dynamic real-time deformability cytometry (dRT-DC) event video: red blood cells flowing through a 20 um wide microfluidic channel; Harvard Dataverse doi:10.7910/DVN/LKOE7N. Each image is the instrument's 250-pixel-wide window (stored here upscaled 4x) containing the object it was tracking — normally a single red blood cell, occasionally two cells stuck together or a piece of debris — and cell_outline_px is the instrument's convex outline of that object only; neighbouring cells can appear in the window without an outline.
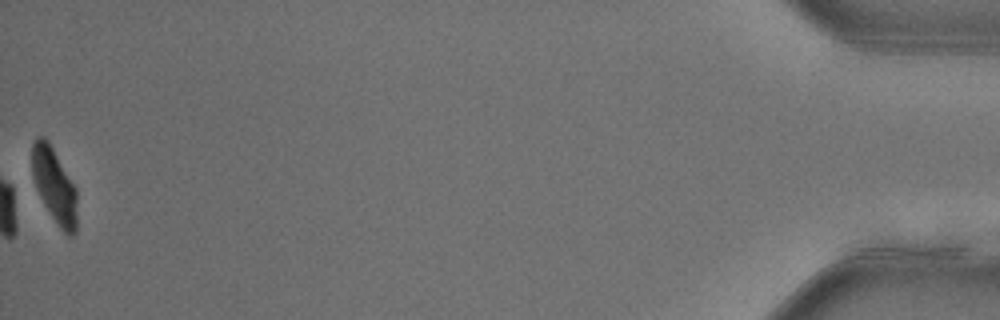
{"species": "common noctule bat (a hibernating species)", "species_latin": "Nyctalus noctula", "temperature_condition": "warm", "stored_images_in_passage": 42, "camera_frame_rate_fps": 3000, "um_per_image_px": 0.085, "animal": {"sex": "female"}, "frame": {"image": 1, "passage_image": 42, "time_ms": 13.667, "image_size_px": [1000, 320], "cell_outline_px": [[76, 232], [72, 236], [68, 236], [60, 228], [44, 204], [36, 188], [32, 176], [32, 144], [36, 136], [44, 136], [48, 140], [76, 188]], "centroid_in_image_um": [4.61, 15.74], "position_along_channel_um": 430.6, "area_um2": 19.48}, "authors_computed_cell_mechanics": {"area_um2": 25.3453, "velocity_mm_per_s": 3.9481, "shape_relaxation_time_tau1_ms": 3.1872, "shape_relaxation_time_tau2_ms": 10.2923, "deformation_change_tau1": 0.1395, "deformation_change_tau2": 0.139}}